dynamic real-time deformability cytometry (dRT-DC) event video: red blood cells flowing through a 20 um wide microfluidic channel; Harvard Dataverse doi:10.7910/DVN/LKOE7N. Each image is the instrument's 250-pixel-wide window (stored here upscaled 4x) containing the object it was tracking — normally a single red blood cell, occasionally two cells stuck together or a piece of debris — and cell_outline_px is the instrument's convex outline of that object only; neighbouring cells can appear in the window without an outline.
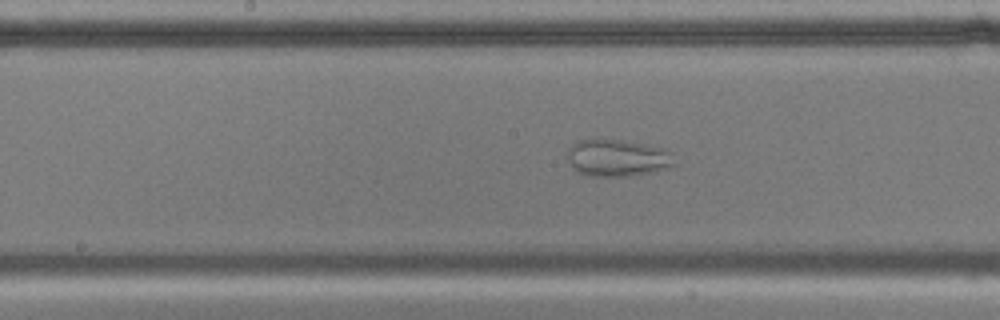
{"species": "common noctule bat (a hibernating species)", "species_latin": "Nyctalus noctula", "temperature_condition": "cold", "stored_images_in_passage": 56, "camera_frame_rate_fps": 3000, "um_per_image_px": 0.085, "animal": {"sex": "male", "body_mass_g": 17.9, "forearm_length_mm": 54.2}, "frame": {"image": 1, "passage_image": 27, "time_ms": 8.667, "image_size_px": [1000, 320], "cell_outline_px": [[676, 164], [668, 168], [652, 172], [628, 176], [588, 176], [576, 172], [572, 168], [568, 160], [568, 148], [576, 140], [620, 140], [644, 144], [664, 148], [668, 152]], "centroid_in_image_um": [52.44, 13.44], "position_along_channel_um": 195.8, "area_um2": 23.0}}
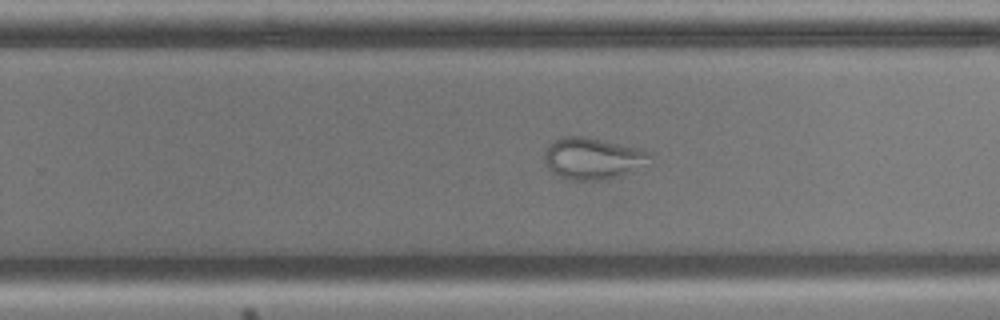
{"frame": {"image": 2, "passage_image": 34, "time_ms": 11.0, "image_size_px": [1000, 320], "cell_outline_px": [[652, 156], [620, 176], [608, 180], [572, 180], [560, 176], [552, 172], [548, 168], [544, 160], [544, 152], [548, 144], [552, 140], [560, 136], [588, 136], [636, 148], [648, 152]], "centroid_in_image_um": [50.24, 13.44], "position_along_channel_um": 279.6, "area_um2": 25.2}}
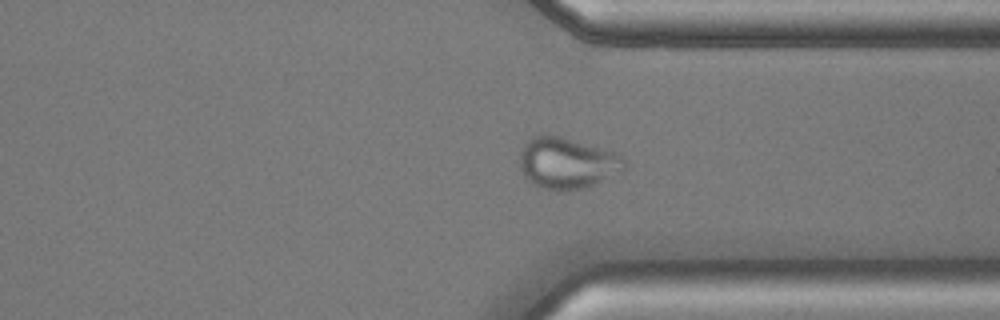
{"frame": {"image": 3, "passage_image": 41, "time_ms": 13.333, "image_size_px": [1000, 320], "cell_outline_px": [[624, 168], [620, 172], [596, 184], [584, 188], [564, 192], [540, 188], [532, 184], [524, 176], [520, 168], [520, 152], [524, 144], [532, 136], [544, 132], [560, 136], [616, 152], [624, 156]], "centroid_in_image_um": [48.17, 13.86], "position_along_channel_um": 363.2, "area_um2": 31.79}}